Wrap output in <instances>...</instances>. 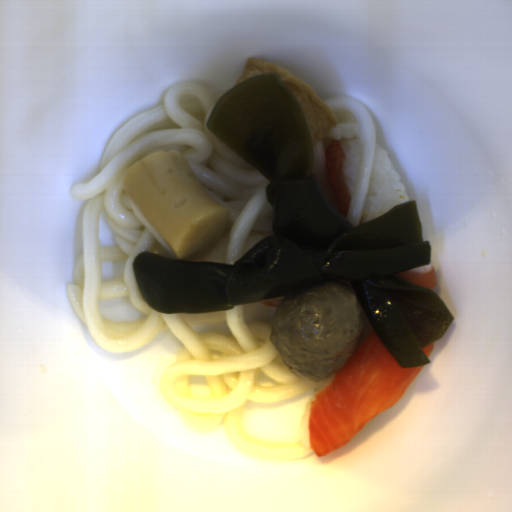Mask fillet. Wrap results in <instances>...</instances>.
Segmentation results:
<instances>
[{
	"label": "fillet",
	"instance_id": "fillet-1",
	"mask_svg": "<svg viewBox=\"0 0 512 512\" xmlns=\"http://www.w3.org/2000/svg\"><path fill=\"white\" fill-rule=\"evenodd\" d=\"M424 366L402 367L376 332L363 336L310 402V449L322 458L343 448L369 421L400 400Z\"/></svg>",
	"mask_w": 512,
	"mask_h": 512
},
{
	"label": "fillet",
	"instance_id": "fillet-2",
	"mask_svg": "<svg viewBox=\"0 0 512 512\" xmlns=\"http://www.w3.org/2000/svg\"><path fill=\"white\" fill-rule=\"evenodd\" d=\"M323 152L325 154V179L331 202L336 211L347 219L350 202L352 200L342 171V162L347 154L342 149L340 141L335 139H332V142Z\"/></svg>",
	"mask_w": 512,
	"mask_h": 512
},
{
	"label": "fillet",
	"instance_id": "fillet-3",
	"mask_svg": "<svg viewBox=\"0 0 512 512\" xmlns=\"http://www.w3.org/2000/svg\"><path fill=\"white\" fill-rule=\"evenodd\" d=\"M400 277H403L423 288L432 290L435 286H438V281L436 274L434 272V266H431V270L425 273H418L415 271H412V268L410 270L395 274Z\"/></svg>",
	"mask_w": 512,
	"mask_h": 512
},
{
	"label": "fillet",
	"instance_id": "fillet-4",
	"mask_svg": "<svg viewBox=\"0 0 512 512\" xmlns=\"http://www.w3.org/2000/svg\"><path fill=\"white\" fill-rule=\"evenodd\" d=\"M286 292L281 294L280 296L274 298V299H269V300H265V301H260L262 302L263 304L265 305H270V306H274V307H279V303L280 301L286 296Z\"/></svg>",
	"mask_w": 512,
	"mask_h": 512
},
{
	"label": "fillet",
	"instance_id": "fillet-5",
	"mask_svg": "<svg viewBox=\"0 0 512 512\" xmlns=\"http://www.w3.org/2000/svg\"><path fill=\"white\" fill-rule=\"evenodd\" d=\"M434 345H435V343L432 342V343L428 344L427 346L421 348L426 357H428V358L430 357L432 350L434 348Z\"/></svg>",
	"mask_w": 512,
	"mask_h": 512
}]
</instances>
